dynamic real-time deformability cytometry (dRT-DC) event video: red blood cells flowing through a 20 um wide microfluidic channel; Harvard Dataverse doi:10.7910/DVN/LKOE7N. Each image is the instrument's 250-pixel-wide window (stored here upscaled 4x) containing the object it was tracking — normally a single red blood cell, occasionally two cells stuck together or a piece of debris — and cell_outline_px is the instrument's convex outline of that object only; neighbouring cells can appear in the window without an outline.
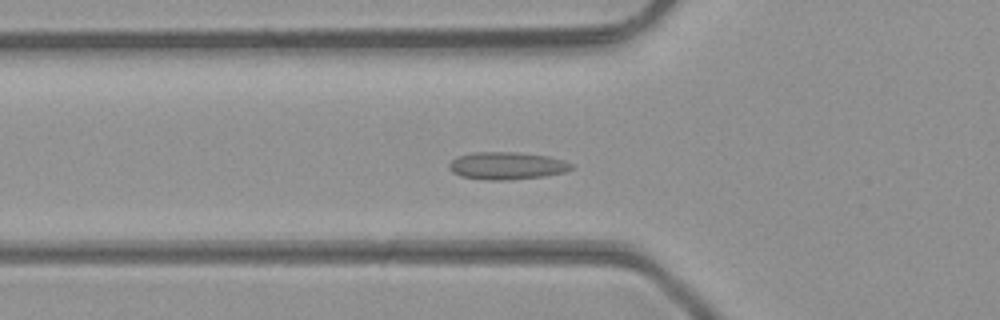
{"species": "common noctule bat (a hibernating species)", "species_latin": "Nyctalus noctula", "temperature_condition": "room temperature", "stored_images_in_passage": 44, "camera_frame_rate_fps": 3000, "um_per_image_px": 0.085, "animal": {"sex": "male", "body_mass_g": 23.1, "forearm_length_mm": 52.7}, "frame": {"image": 1, "passage_image": 12, "time_ms": 3.667, "image_size_px": [1000, 320], "cell_outline_px": [[572, 168], [564, 172], [544, 176], [512, 180], [484, 180], [460, 176], [452, 172], [448, 168], [448, 164], [456, 156], [472, 152], [516, 152], [548, 156], [564, 160], [572, 164]], "centroid_in_image_um": [43.04, 14.09], "position_along_channel_um": 82.8, "area_um2": 19.77}}
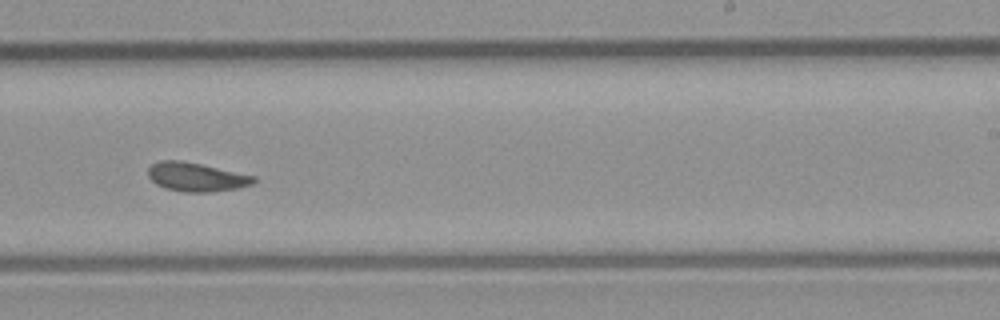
{"frame": {"image": 2, "passage_image": 25, "time_ms": 8.0, "image_size_px": [1000, 320], "cell_outline_px": [[256, 180], [252, 184], [240, 188], [212, 192], [184, 192], [164, 188], [156, 184], [148, 176], [148, 168], [152, 164], [160, 160], [180, 160], [200, 164], [256, 176]], "centroid_in_image_um": [16.68, 15.05], "position_along_channel_um": 272.3, "area_um2": 17.8}}
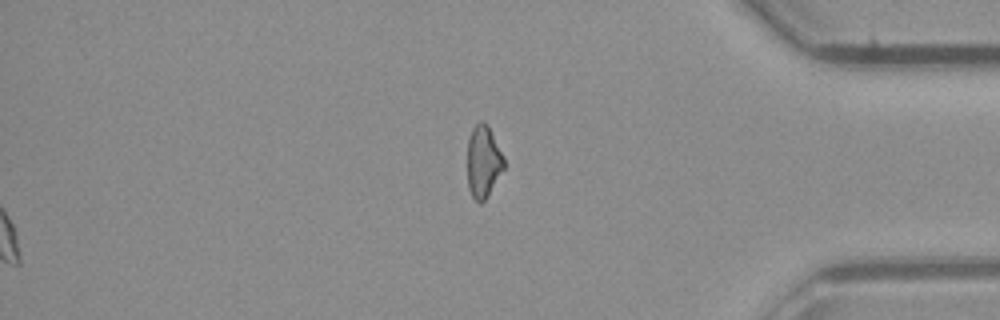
{"frame": {"image": 3, "passage_image": 44, "time_ms": 14.333, "image_size_px": [1000, 320], "cell_outline_px": [[504, 168], [488, 196], [480, 204], [472, 196], [468, 188], [468, 140], [472, 128], [480, 120], [484, 120], [488, 124], [504, 156]], "centroid_in_image_um": [41.09, 13.71], "position_along_channel_um": 394.1, "area_um2": 15.49}, "authors_computed_cell_mechanics": {"area_um2": 17.8024, "velocity_mm_per_s": 4.3563, "shape_relaxation_time_tau1_ms": null, "shape_relaxation_time_tau2_ms": 5.2058, "deformation_change_tau1": null, "deformation_change_tau2": 0.0814}}